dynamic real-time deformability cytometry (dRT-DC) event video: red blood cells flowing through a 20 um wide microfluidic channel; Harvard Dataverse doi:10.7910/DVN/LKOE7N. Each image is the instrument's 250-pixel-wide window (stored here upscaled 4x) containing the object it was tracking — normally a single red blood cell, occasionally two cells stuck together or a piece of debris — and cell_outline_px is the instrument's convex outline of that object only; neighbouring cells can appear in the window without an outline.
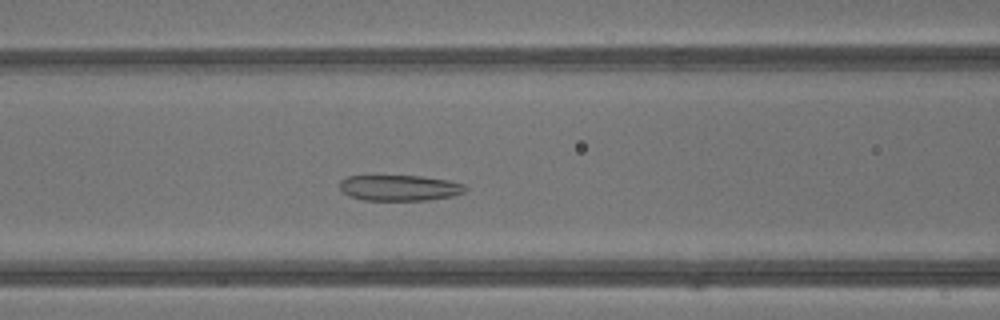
{"species": "common noctule bat (a hibernating species)", "species_latin": "Nyctalus noctula", "temperature_condition": "warm", "stored_images_in_passage": 40, "camera_frame_rate_fps": 3000, "um_per_image_px": 0.085, "animal": {"sex": "male", "body_mass_g": 13.3}, "frame": {"image": 1, "passage_image": 15, "time_ms": 4.667, "image_size_px": [1000, 320], "cell_outline_px": [[468, 188], [464, 192], [452, 196], [428, 200], [364, 200], [348, 196], [340, 188], [340, 180], [348, 176], [420, 176], [448, 180], [464, 184]], "centroid_in_image_um": [33.97, 15.97], "position_along_channel_um": 132.6, "area_um2": 18.84}}
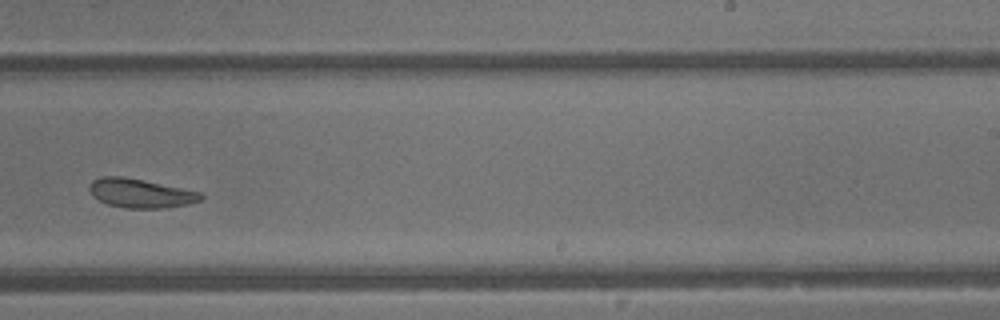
{"frame": {"image": 2, "passage_image": 24, "time_ms": 7.667, "image_size_px": [1000, 320], "cell_outline_px": [[204, 196], [200, 200], [188, 204], [164, 208], [124, 208], [108, 204], [92, 196], [88, 188], [88, 184], [92, 180], [100, 176], [124, 176], [200, 192]], "centroid_in_image_um": [11.89, 16.42], "position_along_channel_um": 277.1, "area_um2": 18.84}}
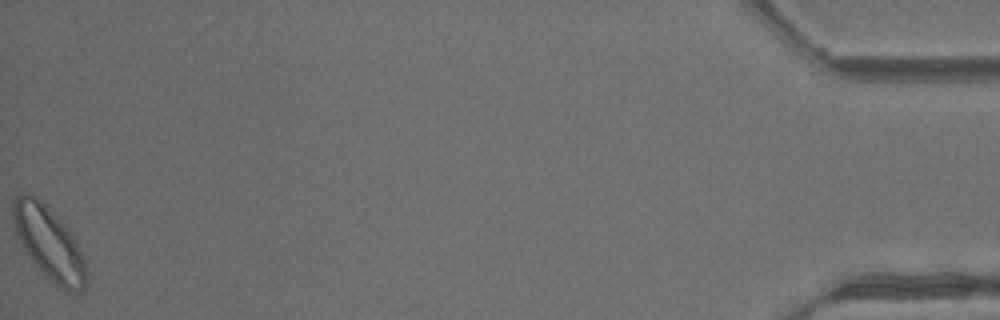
{"frame": {"image": 3, "passage_image": 40, "time_ms": 13.0, "image_size_px": [1000, 320], "cell_outline_px": [[88, 284], [84, 288], [76, 292], [72, 292], [56, 284], [36, 268], [24, 252], [16, 232], [12, 220], [12, 204], [16, 196], [24, 192], [28, 192], [36, 196], [68, 228], [84, 260], [88, 272]], "centroid_in_image_um": [4.13, 20.67], "position_along_channel_um": 431.1, "area_um2": 31.04}, "authors_computed_cell_mechanics": {"area_um2": 22.2241, "velocity_mm_per_s": 4.8149, "shape_relaxation_time_tau1_ms": null, "shape_relaxation_time_tau2_ms": 3.9058, "deformation_change_tau1": null, "deformation_change_tau2": 0.0973}}